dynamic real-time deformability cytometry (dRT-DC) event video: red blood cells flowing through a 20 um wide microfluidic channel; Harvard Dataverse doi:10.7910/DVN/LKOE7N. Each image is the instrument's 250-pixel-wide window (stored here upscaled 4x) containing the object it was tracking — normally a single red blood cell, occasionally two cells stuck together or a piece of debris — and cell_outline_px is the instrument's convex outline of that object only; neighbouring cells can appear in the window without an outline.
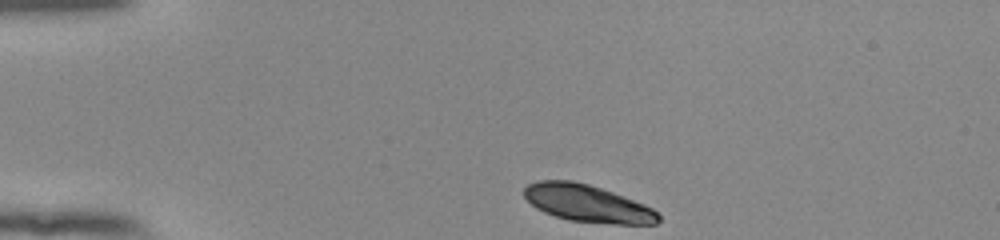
{"species": "human", "species_latin": "Homo sapiens", "temperature_condition": "room temperature", "stored_images_in_passage": 43, "camera_frame_rate_fps": 3000, "um_per_image_px": 0.085, "donor": {"sex": "female"}, "frame": {"image": 1, "passage_image": 1, "time_ms": 0.0, "image_size_px": [1000, 240], "cell_outline_px": [[660, 220], [656, 224], [612, 224], [568, 220], [544, 212], [536, 208], [524, 196], [524, 188], [528, 184], [540, 180], [572, 180], [588, 184], [612, 192], [644, 204], [652, 208], [660, 216]], "centroid_in_image_um": [49.93, 17.29], "position_along_channel_um": 35.1, "area_um2": 28.96}}
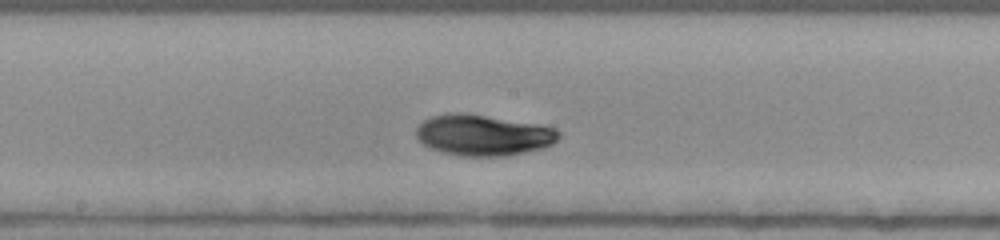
{"frame": {"image": 2, "passage_image": 19, "time_ms": 6.0, "image_size_px": [1000, 240], "cell_outline_px": [[560, 136], [552, 144], [544, 148], [508, 156], [460, 156], [440, 152], [428, 148], [416, 140], [416, 128], [424, 120], [432, 116], [448, 112], [464, 112], [536, 124], [556, 128], [560, 132]], "centroid_in_image_um": [41.03, 11.49], "position_along_channel_um": 207.2, "area_um2": 34.45}}
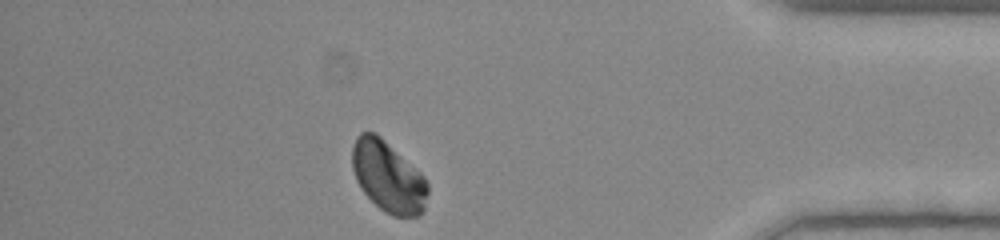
{"frame": {"image": 3, "passage_image": 37, "time_ms": 12.0, "image_size_px": [1000, 240], "cell_outline_px": [[428, 192], [424, 208], [420, 216], [392, 216], [384, 212], [360, 188], [356, 180], [352, 168], [352, 148], [356, 136], [360, 132], [376, 132], [416, 168], [424, 176], [428, 184]], "centroid_in_image_um": [32.98, 15.01], "position_along_channel_um": 402.2, "area_um2": 31.27}, "authors_computed_cell_mechanics": {"area_um2": 31.9634, "velocity_mm_per_s": 3.8105, "shape_relaxation_time_tau1_ms": 2.9547, "shape_relaxation_time_tau2_ms": null, "deformation_change_tau1": 0.1129, "deformation_change_tau2": null}}